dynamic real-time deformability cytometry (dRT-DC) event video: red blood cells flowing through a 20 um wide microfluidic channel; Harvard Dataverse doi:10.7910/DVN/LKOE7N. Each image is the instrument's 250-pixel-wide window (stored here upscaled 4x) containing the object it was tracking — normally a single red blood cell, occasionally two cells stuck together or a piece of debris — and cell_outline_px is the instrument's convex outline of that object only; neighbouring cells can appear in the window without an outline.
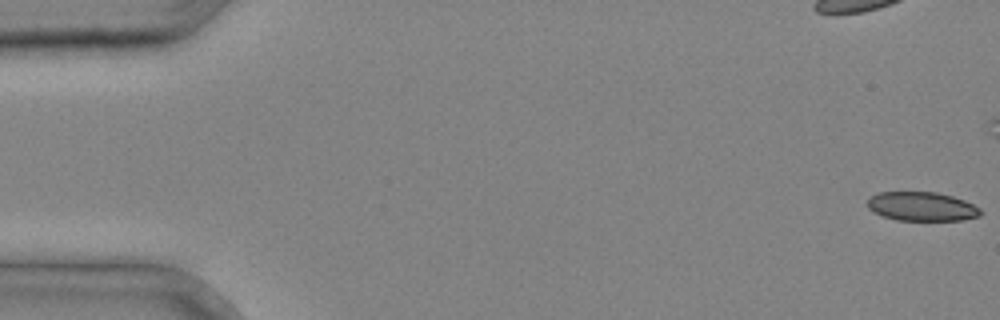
{"species": "common noctule bat (a hibernating species)", "species_latin": "Nyctalus noctula", "temperature_condition": "cold", "stored_images_in_passage": 34, "camera_frame_rate_fps": 3000, "um_per_image_px": 0.085, "animal": {"sex": "male", "body_mass_g": 20.4}, "frame": {"image": 1, "passage_image": 1, "time_ms": 0.0, "image_size_px": [1000, 320], "cell_outline_px": [[984, 212], [980, 216], [964, 220], [896, 220], [872, 212], [868, 208], [868, 200], [876, 192], [936, 192], [952, 196], [964, 200], [980, 208]], "centroid_in_image_um": [78.37, 17.55], "position_along_channel_um": 6.6, "area_um2": 19.19}}